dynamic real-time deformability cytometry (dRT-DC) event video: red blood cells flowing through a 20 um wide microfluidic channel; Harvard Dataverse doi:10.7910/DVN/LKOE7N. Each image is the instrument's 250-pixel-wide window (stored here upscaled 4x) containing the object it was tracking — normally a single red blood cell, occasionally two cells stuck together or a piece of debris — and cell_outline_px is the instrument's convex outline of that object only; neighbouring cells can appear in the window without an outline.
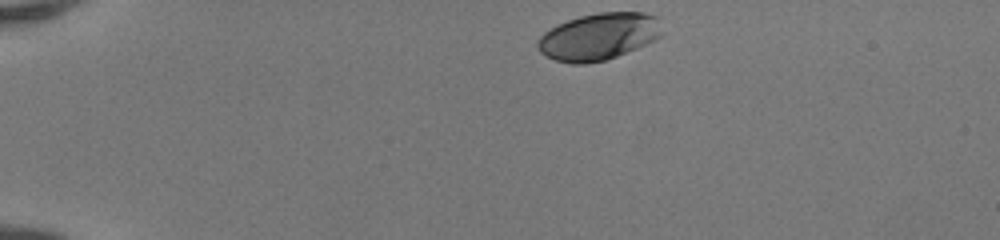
{"species": "human", "species_latin": "Homo sapiens", "temperature_condition": "room temperature", "stored_images_in_passage": 41, "camera_frame_rate_fps": 3000, "um_per_image_px": 0.085, "donor": {"sex": "female"}, "frame": {"image": 1, "passage_image": 1, "time_ms": 0.0, "image_size_px": [1000, 240], "cell_outline_px": [[660, 36], [656, 40], [616, 56], [604, 60], [584, 64], [572, 64], [556, 60], [540, 52], [536, 48], [536, 40], [544, 32], [556, 24], [580, 16], [600, 12], [644, 12], [660, 16]], "centroid_in_image_um": [50.88, 3.09], "position_along_channel_um": 34.1, "area_um2": 34.16}}
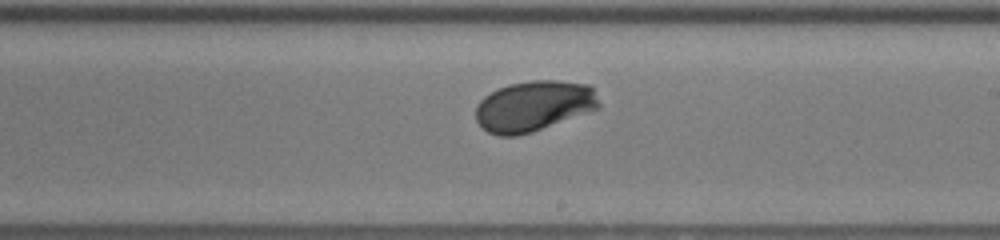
{"frame": {"image": 2, "passage_image": 22, "time_ms": 7.0, "image_size_px": [1000, 240], "cell_outline_px": [[600, 108], [532, 132], [516, 136], [500, 136], [488, 132], [476, 120], [476, 104], [484, 96], [508, 84], [532, 80], [556, 80], [588, 84], [592, 88], [600, 104]], "centroid_in_image_um": [45.36, 9.01], "position_along_channel_um": 243.6, "area_um2": 36.24}}
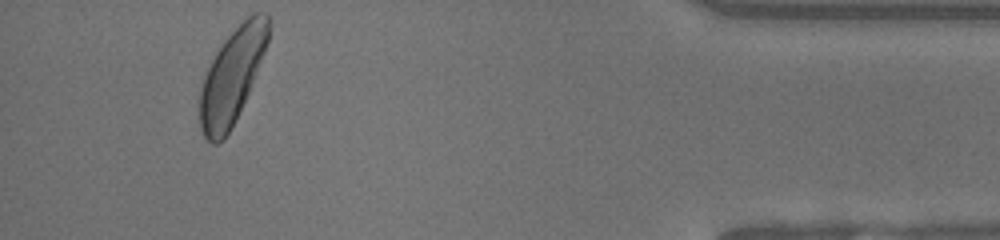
{"frame": {"image": 3, "passage_image": 38, "time_ms": 12.333, "image_size_px": [1000, 240], "cell_outline_px": [[268, 40], [264, 52], [248, 92], [236, 120], [232, 128], [224, 140], [216, 144], [212, 144], [204, 136], [200, 128], [200, 84], [220, 44], [252, 12], [268, 12]], "centroid_in_image_um": [19.7, 6.5], "position_along_channel_um": 415.5, "area_um2": 37.34}, "authors_computed_cell_mechanics": {"area_um2": 35.3736, "velocity_mm_per_s": 4.117, "shape_relaxation_time_tau1_ms": 2.2042, "shape_relaxation_time_tau2_ms": null, "deformation_change_tau1": 0.1292, "deformation_change_tau2": null}}